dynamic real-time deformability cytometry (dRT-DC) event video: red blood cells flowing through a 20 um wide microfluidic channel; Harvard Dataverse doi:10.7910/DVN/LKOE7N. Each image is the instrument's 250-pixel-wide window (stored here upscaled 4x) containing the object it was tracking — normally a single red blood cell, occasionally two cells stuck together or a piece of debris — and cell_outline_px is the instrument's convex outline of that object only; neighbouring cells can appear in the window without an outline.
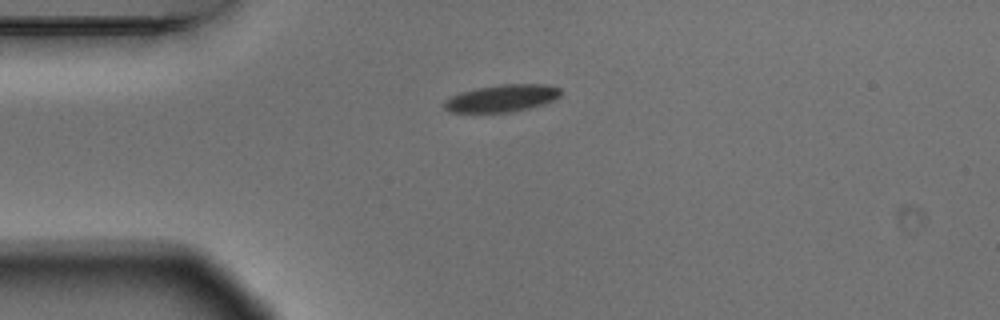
{"species": "Egyptian fruit bat (a non-hibernating species)", "species_latin": "Rousettus aegyptiacus", "temperature_condition": "warm", "stored_images_in_passage": 6, "camera_frame_rate_fps": 3000, "um_per_image_px": 0.085, "animal": {"sex": "male"}, "frame": {"image": 1, "passage_image": 1, "time_ms": 0.0, "image_size_px": [1000, 320], "cell_outline_px": [[560, 96], [556, 100], [544, 104], [512, 112], [448, 112], [444, 108], [444, 100], [460, 92], [476, 88], [500, 84], [548, 84], [560, 88]], "centroid_in_image_um": [42.68, 8.34], "position_along_channel_um": 42.3, "area_um2": 18.61}}
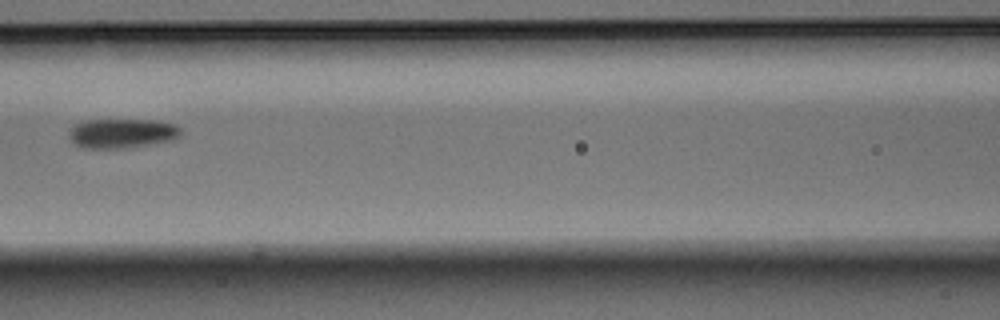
{"frame": {"image": 2, "passage_image": 4, "time_ms": 1.0, "image_size_px": [1000, 320], "cell_outline_px": [[180, 136], [168, 140], [148, 144], [124, 148], [84, 148], [76, 144], [68, 136], [68, 128], [72, 124], [84, 120], [156, 120], [172, 124], [180, 128]], "centroid_in_image_um": [10.27, 11.32], "position_along_channel_um": 156.3, "area_um2": 19.07}}
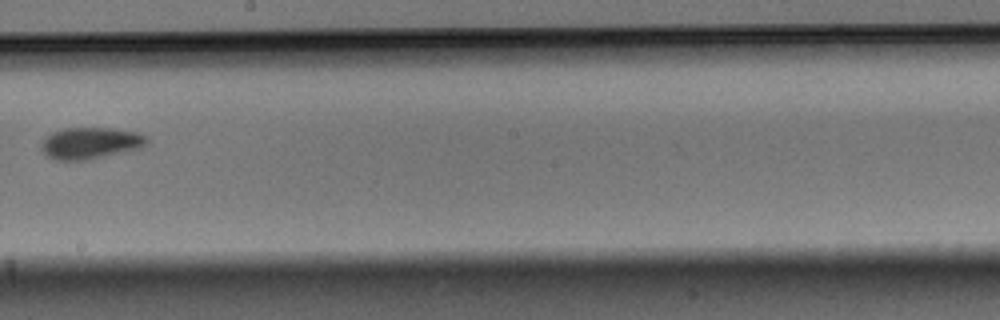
{"frame": {"image": 3, "passage_image": 6, "time_ms": 1.667, "image_size_px": [1000, 320], "cell_outline_px": [[148, 140], [144, 148], [88, 160], [56, 160], [48, 156], [40, 148], [40, 144], [52, 132], [64, 128], [108, 128], [136, 132], [144, 136]], "centroid_in_image_um": [7.7, 12.18], "position_along_channel_um": 240.5, "area_um2": 19.42}}